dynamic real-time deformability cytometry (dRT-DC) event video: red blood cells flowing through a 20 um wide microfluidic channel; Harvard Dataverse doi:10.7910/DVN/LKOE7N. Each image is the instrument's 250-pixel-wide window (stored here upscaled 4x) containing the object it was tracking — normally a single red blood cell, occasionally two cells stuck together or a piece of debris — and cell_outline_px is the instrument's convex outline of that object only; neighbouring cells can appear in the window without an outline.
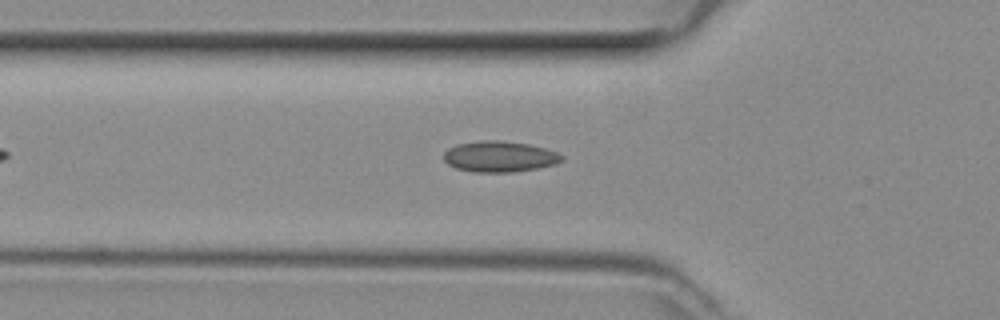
{"species": "common noctule bat (a hibernating species)", "species_latin": "Nyctalus noctula", "temperature_condition": "room temperature", "stored_images_in_passage": 36, "camera_frame_rate_fps": 3000, "um_per_image_px": 0.085, "animal": {"sex": "female", "body_mass_g": 29.2, "forearm_length_mm": 56.3}, "frame": {"image": 1, "passage_image": 9, "time_ms": 2.667, "image_size_px": [1000, 320], "cell_outline_px": [[564, 160], [556, 164], [536, 168], [512, 172], [472, 172], [456, 168], [448, 164], [444, 160], [444, 152], [448, 148], [456, 144], [480, 140], [500, 140], [528, 144], [544, 148], [556, 152], [564, 156]], "centroid_in_image_um": [42.45, 13.3], "position_along_channel_um": 83.4, "area_um2": 21.33}}
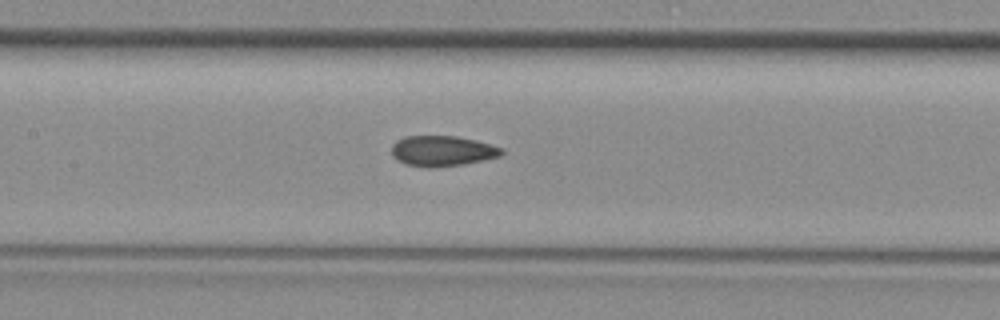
{"frame": {"image": 2, "passage_image": 15, "time_ms": 4.667, "image_size_px": [1000, 320], "cell_outline_px": [[504, 152], [500, 156], [464, 164], [428, 168], [408, 164], [392, 156], [392, 144], [396, 140], [404, 136], [456, 136], [504, 148]], "centroid_in_image_um": [37.58, 12.82], "position_along_channel_um": 169.8, "area_um2": 19.31}}
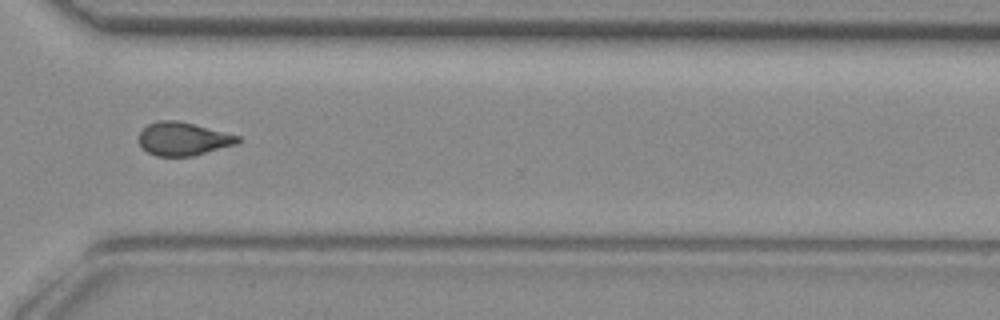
{"frame": {"image": 3, "passage_image": 28, "time_ms": 9.0, "image_size_px": [1000, 320], "cell_outline_px": [[240, 140], [236, 144], [192, 156], [156, 156], [148, 152], [140, 144], [140, 132], [148, 124], [160, 120], [176, 120], [240, 136]], "centroid_in_image_um": [15.56, 11.81], "position_along_channel_um": 355.0, "area_um2": 18.79}}